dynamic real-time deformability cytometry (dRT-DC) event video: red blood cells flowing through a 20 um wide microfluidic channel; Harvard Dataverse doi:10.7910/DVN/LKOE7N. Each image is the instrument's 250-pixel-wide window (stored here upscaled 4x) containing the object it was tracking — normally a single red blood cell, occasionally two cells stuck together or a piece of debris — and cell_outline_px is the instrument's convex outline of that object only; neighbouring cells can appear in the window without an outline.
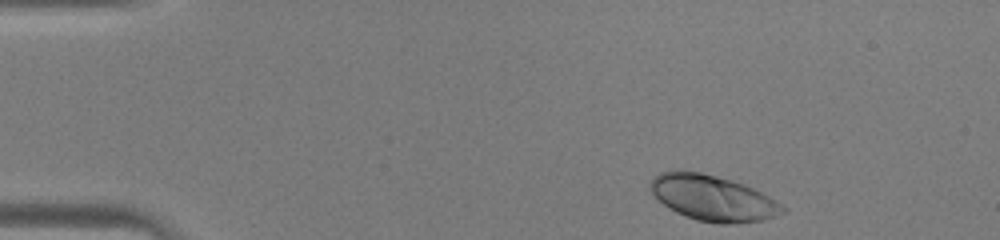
{"species": "human", "species_latin": "Homo sapiens", "temperature_condition": "warm", "stored_images_in_passage": 38, "camera_frame_rate_fps": 3000, "um_per_image_px": 0.085, "donor": {"sex": "male"}, "frame": {"image": 1, "passage_image": 1, "time_ms": 0.0, "image_size_px": [1000, 240], "cell_outline_px": [[788, 212], [764, 220], [728, 224], [716, 224], [696, 220], [676, 212], [664, 204], [652, 192], [648, 184], [660, 172], [700, 172], [732, 180], [744, 184], [776, 200], [788, 208]], "centroid_in_image_um": [60.66, 16.86], "position_along_channel_um": 24.3, "area_um2": 34.85}}
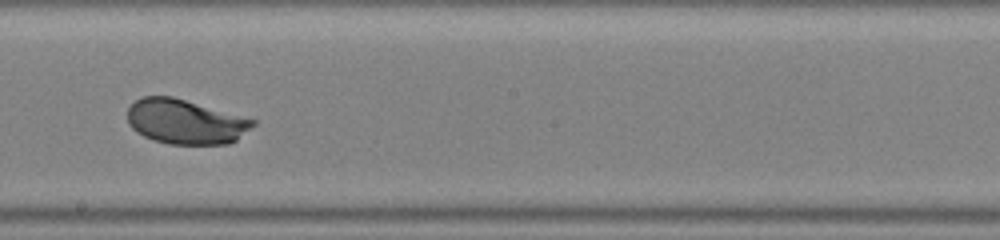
{"frame": {"image": 2, "passage_image": 20, "time_ms": 6.333, "image_size_px": [1000, 240], "cell_outline_px": [[256, 124], [236, 140], [228, 144], [168, 144], [152, 140], [136, 132], [128, 124], [128, 108], [136, 100], [144, 96], [172, 96], [256, 120]], "centroid_in_image_um": [15.74, 10.35], "position_along_channel_um": 232.5, "area_um2": 32.6}}
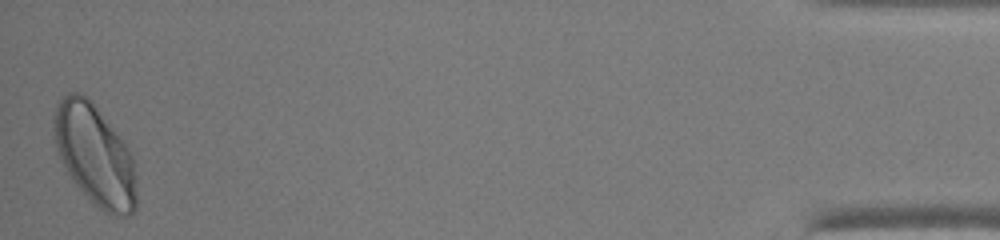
{"frame": {"image": 3, "passage_image": 38, "time_ms": 12.333, "image_size_px": [1000, 240], "cell_outline_px": [[136, 212], [128, 216], [112, 216], [104, 212], [76, 184], [68, 172], [56, 148], [52, 124], [52, 116], [56, 100], [68, 92], [80, 92], [92, 100], [128, 148], [132, 156], [136, 176]], "centroid_in_image_um": [8.05, 13.13], "position_along_channel_um": 427.1, "area_um2": 48.67}}